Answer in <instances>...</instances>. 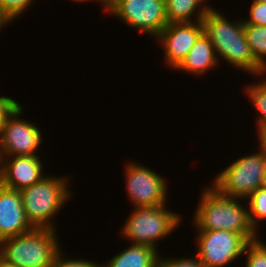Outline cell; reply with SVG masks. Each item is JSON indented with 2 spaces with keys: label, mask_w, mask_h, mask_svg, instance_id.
Listing matches in <instances>:
<instances>
[{
  "label": "cell",
  "mask_w": 266,
  "mask_h": 267,
  "mask_svg": "<svg viewBox=\"0 0 266 267\" xmlns=\"http://www.w3.org/2000/svg\"><path fill=\"white\" fill-rule=\"evenodd\" d=\"M201 190L192 217L197 231L227 230L241 234L248 242L260 237L250 223L246 199L223 195L212 185Z\"/></svg>",
  "instance_id": "6da1fadb"
},
{
  "label": "cell",
  "mask_w": 266,
  "mask_h": 267,
  "mask_svg": "<svg viewBox=\"0 0 266 267\" xmlns=\"http://www.w3.org/2000/svg\"><path fill=\"white\" fill-rule=\"evenodd\" d=\"M233 20L229 21L226 15L213 6L202 20L204 33L214 46L218 61L224 60L230 66L259 79L266 72L255 60L246 41L243 19Z\"/></svg>",
  "instance_id": "7a4b0ae2"
},
{
  "label": "cell",
  "mask_w": 266,
  "mask_h": 267,
  "mask_svg": "<svg viewBox=\"0 0 266 267\" xmlns=\"http://www.w3.org/2000/svg\"><path fill=\"white\" fill-rule=\"evenodd\" d=\"M71 176L48 175L20 191L26 218L33 228L57 230L55 217L72 199Z\"/></svg>",
  "instance_id": "3957f363"
},
{
  "label": "cell",
  "mask_w": 266,
  "mask_h": 267,
  "mask_svg": "<svg viewBox=\"0 0 266 267\" xmlns=\"http://www.w3.org/2000/svg\"><path fill=\"white\" fill-rule=\"evenodd\" d=\"M56 231L33 228L4 239L0 242V257L17 267H51L55 255L63 248Z\"/></svg>",
  "instance_id": "277c9868"
},
{
  "label": "cell",
  "mask_w": 266,
  "mask_h": 267,
  "mask_svg": "<svg viewBox=\"0 0 266 267\" xmlns=\"http://www.w3.org/2000/svg\"><path fill=\"white\" fill-rule=\"evenodd\" d=\"M167 205L132 209L120 228L122 237L130 244L147 245L159 251V242L177 230L183 217Z\"/></svg>",
  "instance_id": "5b68a950"
},
{
  "label": "cell",
  "mask_w": 266,
  "mask_h": 267,
  "mask_svg": "<svg viewBox=\"0 0 266 267\" xmlns=\"http://www.w3.org/2000/svg\"><path fill=\"white\" fill-rule=\"evenodd\" d=\"M259 150V151H258ZM258 152L239 157L217 173L209 183L221 194L234 198H248L262 186L266 169V151L259 144Z\"/></svg>",
  "instance_id": "8992f818"
},
{
  "label": "cell",
  "mask_w": 266,
  "mask_h": 267,
  "mask_svg": "<svg viewBox=\"0 0 266 267\" xmlns=\"http://www.w3.org/2000/svg\"><path fill=\"white\" fill-rule=\"evenodd\" d=\"M131 161V162H130ZM128 160L125 165V191L134 208L167 204L169 196L166 180L154 169ZM138 163V164H137Z\"/></svg>",
  "instance_id": "52a82bcc"
},
{
  "label": "cell",
  "mask_w": 266,
  "mask_h": 267,
  "mask_svg": "<svg viewBox=\"0 0 266 267\" xmlns=\"http://www.w3.org/2000/svg\"><path fill=\"white\" fill-rule=\"evenodd\" d=\"M195 234L198 242L195 256L206 267H226L240 260L248 243L241 234L227 230L196 231Z\"/></svg>",
  "instance_id": "ba28073f"
},
{
  "label": "cell",
  "mask_w": 266,
  "mask_h": 267,
  "mask_svg": "<svg viewBox=\"0 0 266 267\" xmlns=\"http://www.w3.org/2000/svg\"><path fill=\"white\" fill-rule=\"evenodd\" d=\"M108 13L153 39L168 25L165 0H120Z\"/></svg>",
  "instance_id": "9c48e42d"
},
{
  "label": "cell",
  "mask_w": 266,
  "mask_h": 267,
  "mask_svg": "<svg viewBox=\"0 0 266 267\" xmlns=\"http://www.w3.org/2000/svg\"><path fill=\"white\" fill-rule=\"evenodd\" d=\"M24 109L20 104L2 127L0 157L38 155L44 137L37 124L22 118Z\"/></svg>",
  "instance_id": "30bf717a"
},
{
  "label": "cell",
  "mask_w": 266,
  "mask_h": 267,
  "mask_svg": "<svg viewBox=\"0 0 266 267\" xmlns=\"http://www.w3.org/2000/svg\"><path fill=\"white\" fill-rule=\"evenodd\" d=\"M203 32L202 21L168 23L155 38L156 42H160L163 47L164 63L175 70Z\"/></svg>",
  "instance_id": "8fae6325"
},
{
  "label": "cell",
  "mask_w": 266,
  "mask_h": 267,
  "mask_svg": "<svg viewBox=\"0 0 266 267\" xmlns=\"http://www.w3.org/2000/svg\"><path fill=\"white\" fill-rule=\"evenodd\" d=\"M43 165L40 155L0 157V184L21 191L45 177Z\"/></svg>",
  "instance_id": "7c38bea8"
},
{
  "label": "cell",
  "mask_w": 266,
  "mask_h": 267,
  "mask_svg": "<svg viewBox=\"0 0 266 267\" xmlns=\"http://www.w3.org/2000/svg\"><path fill=\"white\" fill-rule=\"evenodd\" d=\"M32 229L25 215L20 191L0 184V242Z\"/></svg>",
  "instance_id": "4fadbf2b"
},
{
  "label": "cell",
  "mask_w": 266,
  "mask_h": 267,
  "mask_svg": "<svg viewBox=\"0 0 266 267\" xmlns=\"http://www.w3.org/2000/svg\"><path fill=\"white\" fill-rule=\"evenodd\" d=\"M217 55L215 53L214 46L211 44L208 36L203 32L194 46L188 52L186 58L175 69L177 72H186V74L195 75L198 77L205 75L209 70L218 68Z\"/></svg>",
  "instance_id": "5bb4252c"
},
{
  "label": "cell",
  "mask_w": 266,
  "mask_h": 267,
  "mask_svg": "<svg viewBox=\"0 0 266 267\" xmlns=\"http://www.w3.org/2000/svg\"><path fill=\"white\" fill-rule=\"evenodd\" d=\"M159 252L151 246L131 244L101 263V267H157Z\"/></svg>",
  "instance_id": "9a60e30c"
},
{
  "label": "cell",
  "mask_w": 266,
  "mask_h": 267,
  "mask_svg": "<svg viewBox=\"0 0 266 267\" xmlns=\"http://www.w3.org/2000/svg\"><path fill=\"white\" fill-rule=\"evenodd\" d=\"M207 0H165L168 23L202 21L212 8ZM194 17V18H193Z\"/></svg>",
  "instance_id": "2e32d148"
},
{
  "label": "cell",
  "mask_w": 266,
  "mask_h": 267,
  "mask_svg": "<svg viewBox=\"0 0 266 267\" xmlns=\"http://www.w3.org/2000/svg\"><path fill=\"white\" fill-rule=\"evenodd\" d=\"M266 74H263L261 77H263L261 80L257 82H253L248 84L244 91L245 96L250 99L251 105H253L254 109H256L258 112V118L255 120L256 122V129H257V135L266 132Z\"/></svg>",
  "instance_id": "e0dca14e"
},
{
  "label": "cell",
  "mask_w": 266,
  "mask_h": 267,
  "mask_svg": "<svg viewBox=\"0 0 266 267\" xmlns=\"http://www.w3.org/2000/svg\"><path fill=\"white\" fill-rule=\"evenodd\" d=\"M244 34L255 60L266 72V26L244 24Z\"/></svg>",
  "instance_id": "ac0fdd59"
},
{
  "label": "cell",
  "mask_w": 266,
  "mask_h": 267,
  "mask_svg": "<svg viewBox=\"0 0 266 267\" xmlns=\"http://www.w3.org/2000/svg\"><path fill=\"white\" fill-rule=\"evenodd\" d=\"M248 204L249 220L252 227L257 233H260L258 229L261 225L260 222L266 220V189L263 187L258 188L248 198H246Z\"/></svg>",
  "instance_id": "d6986e66"
},
{
  "label": "cell",
  "mask_w": 266,
  "mask_h": 267,
  "mask_svg": "<svg viewBox=\"0 0 266 267\" xmlns=\"http://www.w3.org/2000/svg\"><path fill=\"white\" fill-rule=\"evenodd\" d=\"M258 238L246 244L243 256L245 267H266V243Z\"/></svg>",
  "instance_id": "ffe728a7"
},
{
  "label": "cell",
  "mask_w": 266,
  "mask_h": 267,
  "mask_svg": "<svg viewBox=\"0 0 266 267\" xmlns=\"http://www.w3.org/2000/svg\"><path fill=\"white\" fill-rule=\"evenodd\" d=\"M35 2L36 0H0V10L14 22Z\"/></svg>",
  "instance_id": "44dd1931"
},
{
  "label": "cell",
  "mask_w": 266,
  "mask_h": 267,
  "mask_svg": "<svg viewBox=\"0 0 266 267\" xmlns=\"http://www.w3.org/2000/svg\"><path fill=\"white\" fill-rule=\"evenodd\" d=\"M65 251L60 249L58 253L55 255L52 266L51 267H101V264L97 261L88 260V259H80V258H69L68 255H64Z\"/></svg>",
  "instance_id": "7402d4cb"
},
{
  "label": "cell",
  "mask_w": 266,
  "mask_h": 267,
  "mask_svg": "<svg viewBox=\"0 0 266 267\" xmlns=\"http://www.w3.org/2000/svg\"><path fill=\"white\" fill-rule=\"evenodd\" d=\"M157 267H206L196 256L193 257H161L159 255Z\"/></svg>",
  "instance_id": "603a6c76"
},
{
  "label": "cell",
  "mask_w": 266,
  "mask_h": 267,
  "mask_svg": "<svg viewBox=\"0 0 266 267\" xmlns=\"http://www.w3.org/2000/svg\"><path fill=\"white\" fill-rule=\"evenodd\" d=\"M249 6V15L243 18V24L266 26V2L252 0Z\"/></svg>",
  "instance_id": "cb8c5ba5"
},
{
  "label": "cell",
  "mask_w": 266,
  "mask_h": 267,
  "mask_svg": "<svg viewBox=\"0 0 266 267\" xmlns=\"http://www.w3.org/2000/svg\"><path fill=\"white\" fill-rule=\"evenodd\" d=\"M20 105L17 100L11 97L0 96V132L4 124L6 123L8 117L15 111V109Z\"/></svg>",
  "instance_id": "d4e9b609"
},
{
  "label": "cell",
  "mask_w": 266,
  "mask_h": 267,
  "mask_svg": "<svg viewBox=\"0 0 266 267\" xmlns=\"http://www.w3.org/2000/svg\"><path fill=\"white\" fill-rule=\"evenodd\" d=\"M119 1L120 0H100V6L104 8L103 11L108 13Z\"/></svg>",
  "instance_id": "484cf974"
},
{
  "label": "cell",
  "mask_w": 266,
  "mask_h": 267,
  "mask_svg": "<svg viewBox=\"0 0 266 267\" xmlns=\"http://www.w3.org/2000/svg\"><path fill=\"white\" fill-rule=\"evenodd\" d=\"M12 22L13 21L0 10V31Z\"/></svg>",
  "instance_id": "4316f807"
},
{
  "label": "cell",
  "mask_w": 266,
  "mask_h": 267,
  "mask_svg": "<svg viewBox=\"0 0 266 267\" xmlns=\"http://www.w3.org/2000/svg\"><path fill=\"white\" fill-rule=\"evenodd\" d=\"M258 141L257 142H259V144L264 148V150L266 151V132H264V133H262V134H260L259 136H258Z\"/></svg>",
  "instance_id": "83f0119b"
},
{
  "label": "cell",
  "mask_w": 266,
  "mask_h": 267,
  "mask_svg": "<svg viewBox=\"0 0 266 267\" xmlns=\"http://www.w3.org/2000/svg\"><path fill=\"white\" fill-rule=\"evenodd\" d=\"M0 267H17L14 264L8 263L0 257Z\"/></svg>",
  "instance_id": "f1b7e54d"
},
{
  "label": "cell",
  "mask_w": 266,
  "mask_h": 267,
  "mask_svg": "<svg viewBox=\"0 0 266 267\" xmlns=\"http://www.w3.org/2000/svg\"><path fill=\"white\" fill-rule=\"evenodd\" d=\"M71 1H73V2H88V1H91V0H71ZM92 1H94L95 3L97 2V3H99V5H100V0H92Z\"/></svg>",
  "instance_id": "f546056e"
},
{
  "label": "cell",
  "mask_w": 266,
  "mask_h": 267,
  "mask_svg": "<svg viewBox=\"0 0 266 267\" xmlns=\"http://www.w3.org/2000/svg\"><path fill=\"white\" fill-rule=\"evenodd\" d=\"M264 189H266V169H265V173H264V176H263V181H262V186Z\"/></svg>",
  "instance_id": "4dcf8cb0"
},
{
  "label": "cell",
  "mask_w": 266,
  "mask_h": 267,
  "mask_svg": "<svg viewBox=\"0 0 266 267\" xmlns=\"http://www.w3.org/2000/svg\"><path fill=\"white\" fill-rule=\"evenodd\" d=\"M255 1L266 2V0H255Z\"/></svg>",
  "instance_id": "1f68e13d"
}]
</instances>
